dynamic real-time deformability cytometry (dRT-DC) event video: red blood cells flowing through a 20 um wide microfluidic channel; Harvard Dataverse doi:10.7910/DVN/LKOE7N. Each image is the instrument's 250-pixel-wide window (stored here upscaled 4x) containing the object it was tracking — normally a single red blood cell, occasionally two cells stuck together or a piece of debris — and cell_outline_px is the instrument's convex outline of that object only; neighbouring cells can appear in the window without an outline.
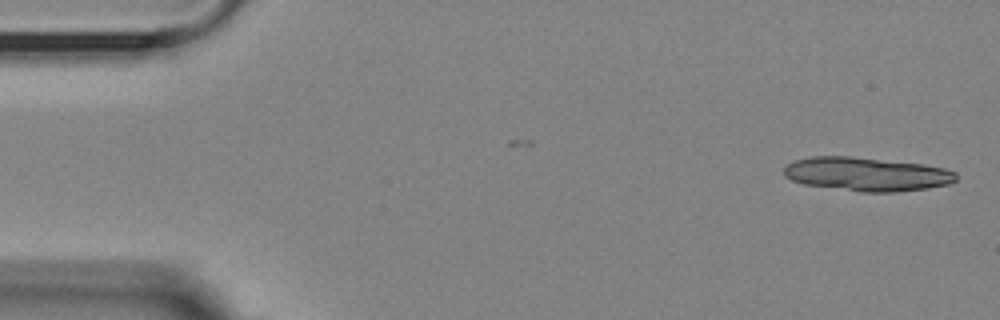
{"species": "Egyptian fruit bat (a non-hibernating species)", "species_latin": "Rousettus aegyptiacus", "temperature_condition": "room temperature", "stored_images_in_passage": 13, "camera_frame_rate_fps": 3000, "um_per_image_px": 0.085, "animal": {"sex": "female"}, "frame": {"image": 1, "passage_image": 1, "time_ms": 0.0, "image_size_px": [1000, 320], "cell_outline_px": [[956, 180], [948, 184], [928, 188], [896, 192], [860, 192], [804, 184], [792, 180], [784, 176], [784, 168], [788, 164], [796, 160], [812, 156], [852, 156], [924, 164], [944, 168], [956, 172]], "centroid_in_image_um": [73.68, 14.8], "position_along_channel_um": 11.3, "area_um2": 33.93}}